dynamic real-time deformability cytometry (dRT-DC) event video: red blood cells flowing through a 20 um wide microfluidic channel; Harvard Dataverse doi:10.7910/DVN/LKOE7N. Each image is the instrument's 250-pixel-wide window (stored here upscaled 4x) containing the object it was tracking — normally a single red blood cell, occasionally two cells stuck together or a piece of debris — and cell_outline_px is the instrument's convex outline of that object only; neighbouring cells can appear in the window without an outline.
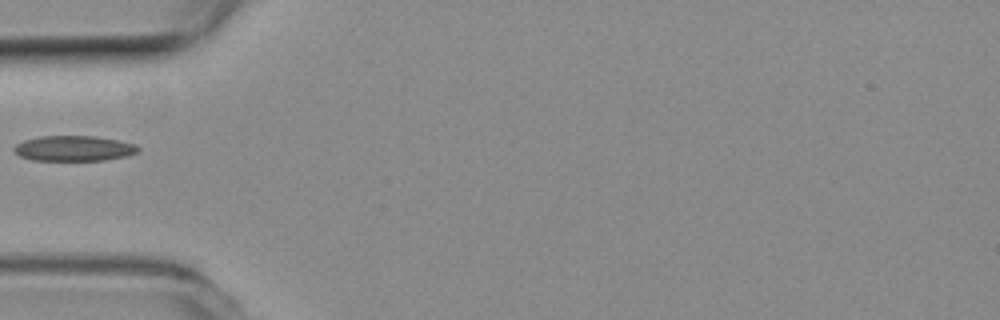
{"species": "common noctule bat (a hibernating species)", "species_latin": "Nyctalus noctula", "temperature_condition": "room temperature", "stored_images_in_passage": 38, "camera_frame_rate_fps": 3000, "um_per_image_px": 0.085, "animal": {"sex": "female", "body_mass_g": 19.3, "forearm_length_mm": 54.1}, "frame": {"image": 1, "passage_image": 1, "time_ms": 0.0, "image_size_px": [1000, 320], "cell_outline_px": [[140, 148], [136, 152], [128, 156], [104, 160], [32, 160], [20, 156], [12, 148], [16, 144], [24, 140], [40, 136], [96, 136], [136, 144]], "centroid_in_image_um": [6.28, 12.61], "position_along_channel_um": 78.7, "area_um2": 18.26}}
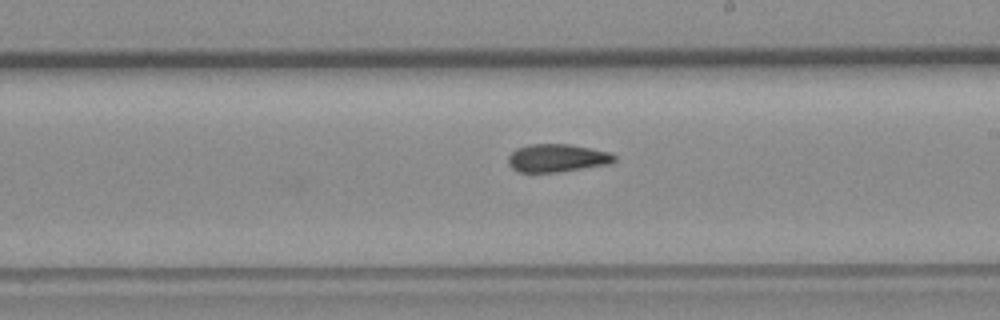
{"frame": {"image": 2, "passage_image": 14, "time_ms": 4.333, "image_size_px": [1000, 320], "cell_outline_px": [[616, 160], [612, 164], [560, 172], [516, 172], [508, 164], [508, 156], [516, 148], [528, 144], [568, 144], [608, 152], [616, 156]], "centroid_in_image_um": [47.34, 13.44], "position_along_channel_um": 241.7, "area_um2": 17.46}}
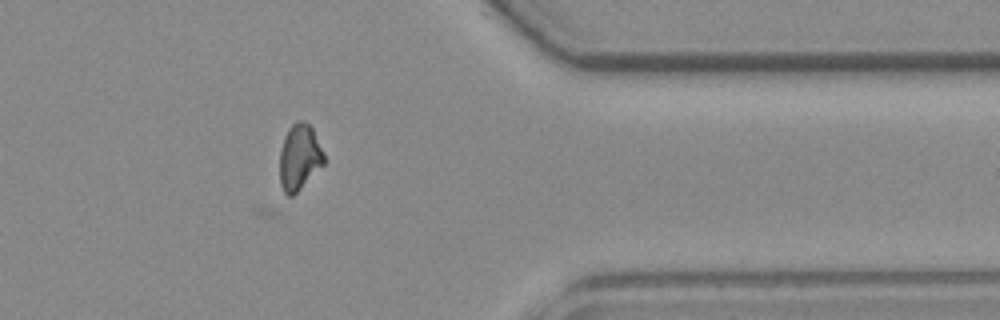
{"frame": {"image": 3, "passage_image": 27, "time_ms": 8.667, "image_size_px": [1000, 320], "cell_outline_px": [[324, 164], [292, 196], [288, 196], [284, 192], [280, 184], [280, 152], [284, 136], [288, 128], [296, 120], [304, 120], [312, 128], [324, 152]], "centroid_in_image_um": [25.44, 13.33], "position_along_channel_um": 386.0, "area_um2": 16.94}}